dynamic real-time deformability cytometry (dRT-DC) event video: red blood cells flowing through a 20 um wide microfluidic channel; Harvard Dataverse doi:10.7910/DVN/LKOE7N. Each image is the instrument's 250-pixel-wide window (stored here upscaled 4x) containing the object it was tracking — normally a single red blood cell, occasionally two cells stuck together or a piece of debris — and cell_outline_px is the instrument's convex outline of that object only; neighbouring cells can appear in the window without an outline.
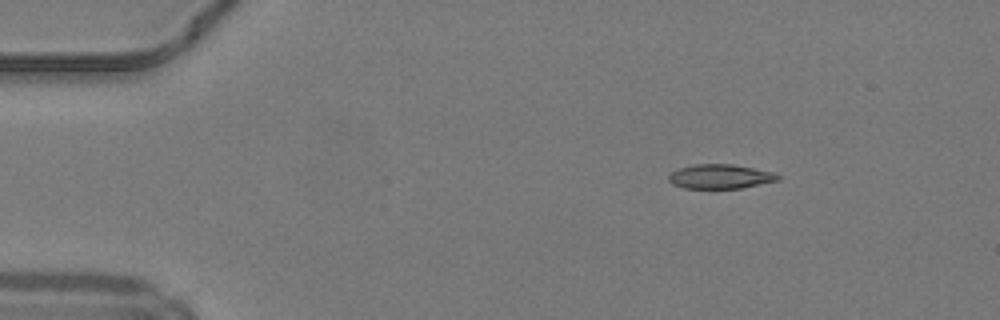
{"species": "common noctule bat (a hibernating species)", "species_latin": "Nyctalus noctula", "temperature_condition": "warm", "stored_images_in_passage": 22, "camera_frame_rate_fps": 3000, "um_per_image_px": 0.085, "animal": {"sex": "male", "body_mass_g": 19.2, "forearm_length_mm": 51.8}, "frame": {"image": 1, "passage_image": 1, "time_ms": 0.0, "image_size_px": [1000, 320], "cell_outline_px": [[780, 180], [740, 188], [684, 188], [672, 184], [668, 180], [668, 176], [672, 172], [680, 168], [696, 164], [732, 164], [772, 172], [780, 176]], "centroid_in_image_um": [61.2, 15.01], "position_along_channel_um": 23.8, "area_um2": 15.32}}
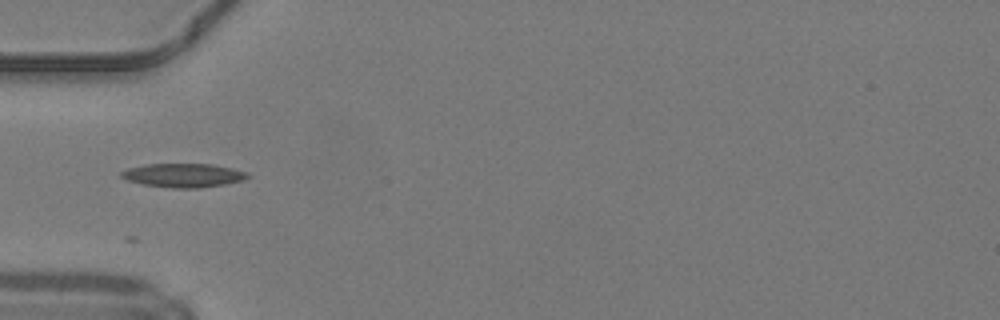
{"frame": {"image": 2, "passage_image": 10, "time_ms": 3.0, "image_size_px": [1000, 320], "cell_outline_px": [[252, 176], [244, 180], [224, 184], [200, 188], [172, 188], [144, 184], [128, 180], [120, 176], [120, 172], [128, 168], [144, 164], [212, 164], [232, 168], [248, 172]], "centroid_in_image_um": [15.62, 14.9], "position_along_channel_um": 69.4, "area_um2": 17.57}}
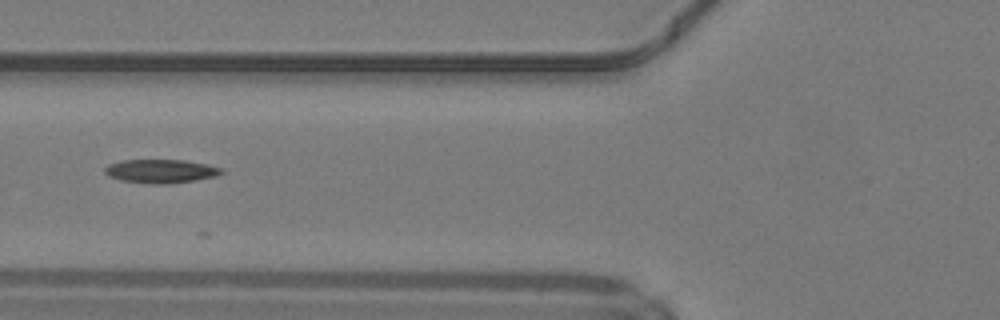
{"frame": {"image": 3, "passage_image": 13, "time_ms": 4.0, "image_size_px": [1000, 320], "cell_outline_px": [[224, 172], [216, 176], [196, 180], [172, 184], [152, 184], [120, 180], [108, 176], [104, 172], [104, 168], [108, 164], [124, 160], [184, 160], [208, 164], [220, 168]], "centroid_in_image_um": [13.66, 14.55], "position_along_channel_um": 112.1, "area_um2": 16.18}}